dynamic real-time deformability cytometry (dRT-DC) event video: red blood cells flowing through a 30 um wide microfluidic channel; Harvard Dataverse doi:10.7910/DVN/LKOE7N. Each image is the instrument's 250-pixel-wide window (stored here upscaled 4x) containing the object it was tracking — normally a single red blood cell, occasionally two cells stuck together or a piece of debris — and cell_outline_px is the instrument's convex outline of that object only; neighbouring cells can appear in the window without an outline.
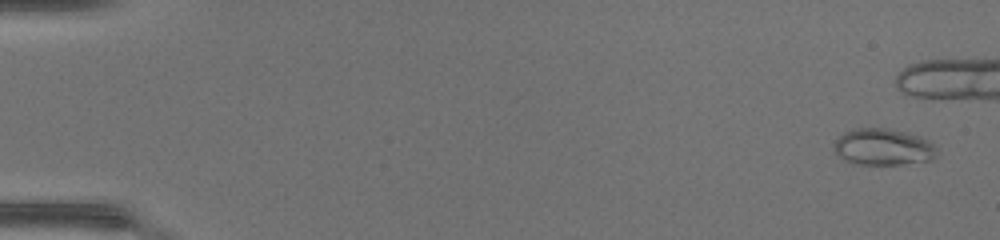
{"species": "common noctule bat (a hibernating species)", "species_latin": "Nyctalus noctula", "temperature_condition": "warm", "stored_images_in_passage": 40, "camera_frame_rate_fps": 3000, "um_per_image_px": 0.085, "animal": {"sex": "female", "body_mass_g": 17.0, "forearm_length_mm": 48.0}, "frame": {"image": 1, "passage_image": 2, "time_ms": 0.333, "image_size_px": [1000, 240], "cell_outline_px": [[936, 156], [932, 160], [900, 164], [852, 164], [844, 160], [832, 148], [832, 144], [844, 132], [852, 128], [888, 128], [908, 132], [920, 136], [928, 140], [936, 148]], "centroid_in_image_um": [75.05, 12.48], "position_along_channel_um": 10.0, "area_um2": 22.14}}
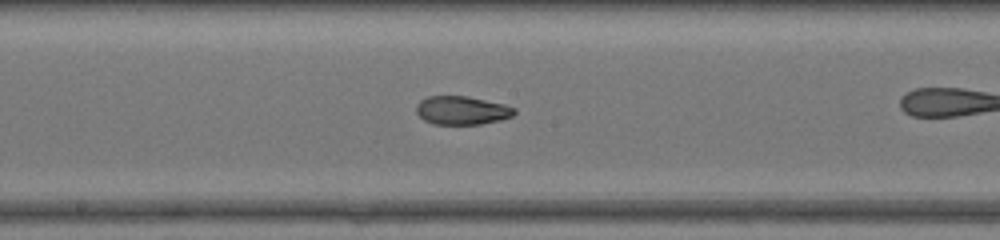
{"frame": {"image": 2, "passage_image": 27, "time_ms": 8.667, "image_size_px": [1000, 240], "cell_outline_px": [[516, 112], [512, 116], [500, 120], [480, 124], [432, 124], [424, 120], [416, 112], [416, 104], [420, 100], [428, 96], [468, 96], [504, 104], [516, 108]], "centroid_in_image_um": [39.25, 9.38], "position_along_channel_um": 208.9, "area_um2": 16.36}}
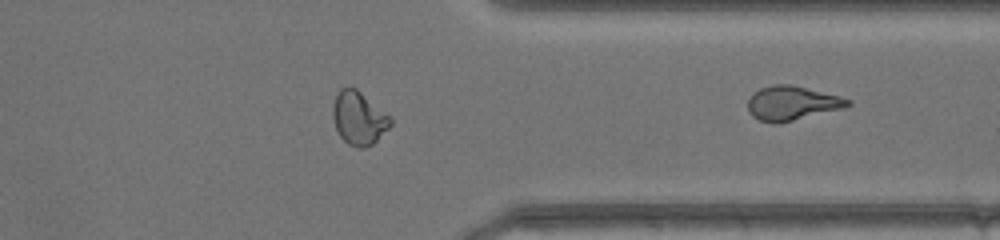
{"frame": {"image": 3, "passage_image": 39, "time_ms": 12.667, "image_size_px": [1000, 240], "cell_outline_px": [[392, 124], [372, 144], [364, 148], [356, 148], [348, 144], [340, 136], [336, 128], [332, 116], [332, 104], [340, 88], [356, 88], [392, 116]], "centroid_in_image_um": [30.5, 10.04], "position_along_channel_um": 380.9, "area_um2": 17.98}}